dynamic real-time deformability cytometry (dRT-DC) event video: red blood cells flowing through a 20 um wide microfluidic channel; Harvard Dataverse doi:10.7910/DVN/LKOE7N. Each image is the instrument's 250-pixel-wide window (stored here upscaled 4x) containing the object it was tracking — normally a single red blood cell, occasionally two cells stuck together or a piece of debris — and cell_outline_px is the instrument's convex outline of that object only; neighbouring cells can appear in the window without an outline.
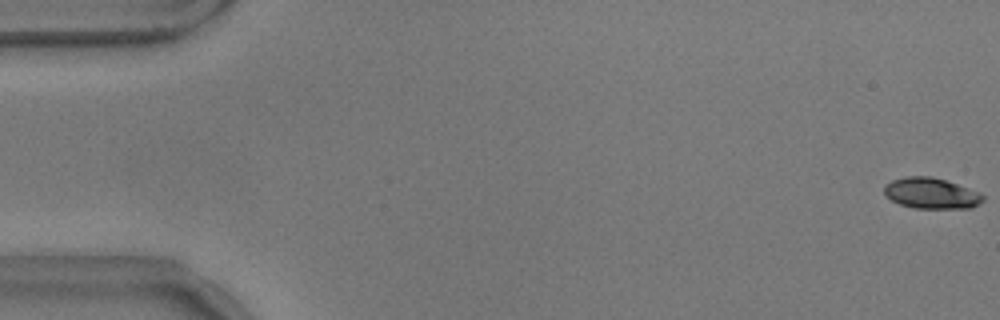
{"species": "common noctule bat (a hibernating species)", "species_latin": "Nyctalus noctula", "temperature_condition": "warm", "stored_images_in_passage": 7, "camera_frame_rate_fps": 3000, "um_per_image_px": 0.085, "animal": {"sex": "male", "body_mass_g": 17.9}, "frame": {"image": 1, "passage_image": 1, "time_ms": 0.0, "image_size_px": [1000, 320], "cell_outline_px": [[984, 200], [980, 204], [972, 208], [912, 208], [900, 204], [892, 200], [884, 192], [884, 184], [892, 180], [904, 176], [932, 176], [980, 192], [984, 196]], "centroid_in_image_um": [79.16, 16.43], "position_along_channel_um": 5.8, "area_um2": 17.8}}